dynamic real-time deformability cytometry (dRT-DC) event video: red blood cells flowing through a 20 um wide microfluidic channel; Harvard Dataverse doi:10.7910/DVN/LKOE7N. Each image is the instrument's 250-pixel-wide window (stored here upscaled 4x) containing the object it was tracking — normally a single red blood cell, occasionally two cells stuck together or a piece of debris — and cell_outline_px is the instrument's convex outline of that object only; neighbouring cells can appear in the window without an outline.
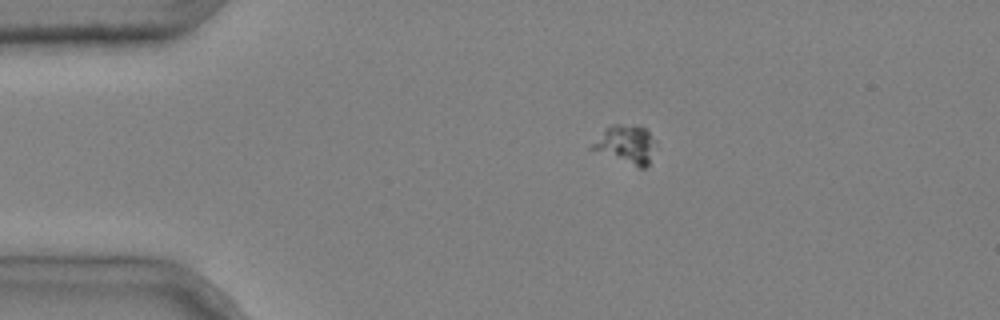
{"species": "common noctule bat (a hibernating species)", "species_latin": "Nyctalus noctula", "temperature_condition": "cold", "stored_images_in_passage": 9, "camera_frame_rate_fps": 3000, "um_per_image_px": 0.085, "animal": {"sex": "male", "body_mass_g": 20.4}, "frame": {"image": 1, "passage_image": 2, "time_ms": 0.333, "image_size_px": [1000, 320], "cell_outline_px": [[656, 144], [648, 164], [644, 168], [640, 168], [588, 148], [604, 128], [616, 124], [620, 124], [644, 128], [656, 140]], "centroid_in_image_um": [53.2, 12.27], "position_along_channel_um": 31.8, "area_um2": 13.99}}
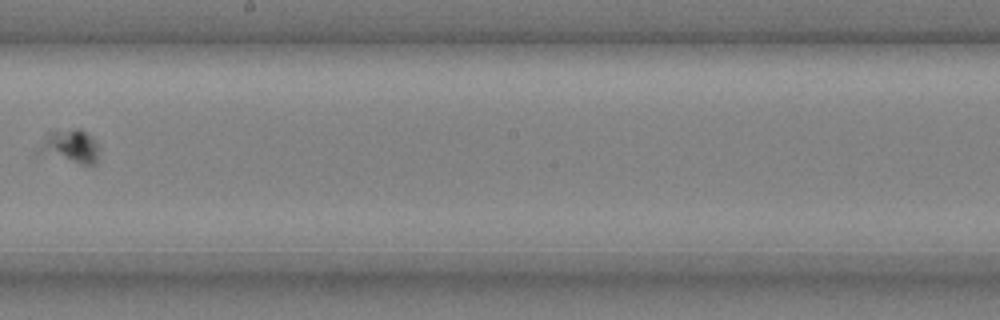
{"frame": {"image": 2, "passage_image": 8, "time_ms": 2.333, "image_size_px": [1000, 320], "cell_outline_px": [[96, 164], [84, 164], [36, 152], [48, 132], [76, 128], [80, 128], [96, 144]], "centroid_in_image_um": [5.92, 12.42], "position_along_channel_um": 242.3, "area_um2": 10.98}}
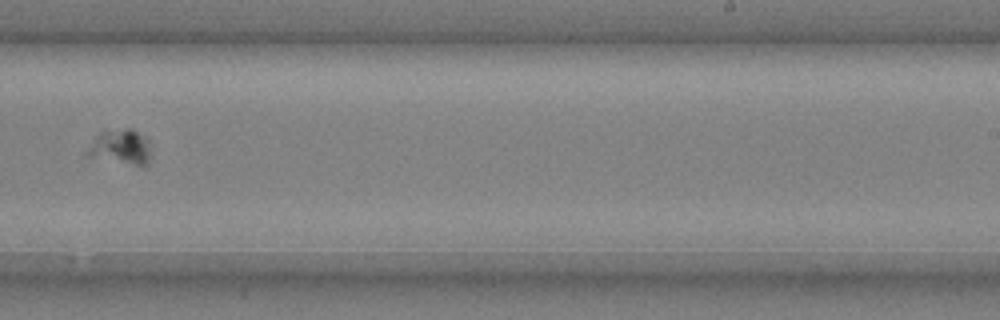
{"frame": {"image": 3, "passage_image": 9, "time_ms": 2.667, "image_size_px": [1000, 320], "cell_outline_px": [[148, 164], [144, 168], [88, 156], [88, 152], [96, 132], [124, 128], [132, 128], [148, 140]], "centroid_in_image_um": [10.26, 12.5], "position_along_channel_um": 278.7, "area_um2": 12.95}}